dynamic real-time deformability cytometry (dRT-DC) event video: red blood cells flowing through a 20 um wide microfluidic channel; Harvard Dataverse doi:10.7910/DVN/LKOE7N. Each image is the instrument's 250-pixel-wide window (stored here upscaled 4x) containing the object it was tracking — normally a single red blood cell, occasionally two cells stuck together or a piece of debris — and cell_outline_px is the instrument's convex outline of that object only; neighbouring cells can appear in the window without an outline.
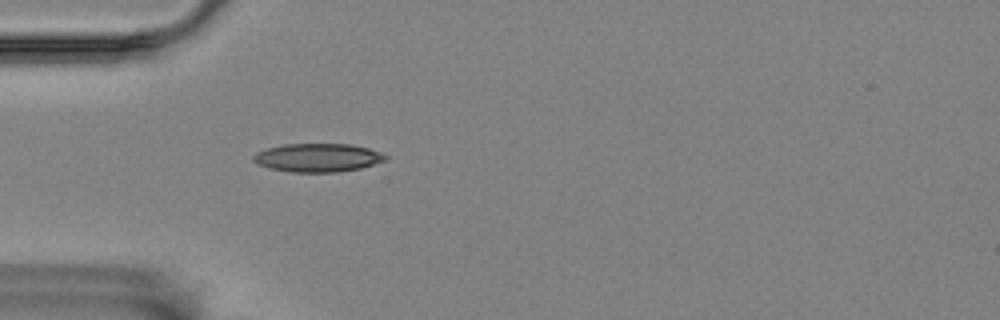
{"species": "Egyptian fruit bat (a non-hibernating species)", "species_latin": "Rousettus aegyptiacus", "temperature_condition": "room temperature", "stored_images_in_passage": 19, "camera_frame_rate_fps": 3000, "um_per_image_px": 0.085, "animal": {"sex": "female"}, "frame": {"image": 1, "passage_image": 1, "time_ms": 0.0, "image_size_px": [1000, 320], "cell_outline_px": [[388, 156], [384, 160], [360, 168], [336, 172], [292, 172], [272, 168], [256, 164], [252, 160], [252, 156], [256, 152], [268, 148], [284, 144], [352, 144], [368, 148], [380, 152]], "centroid_in_image_um": [26.98, 13.39], "position_along_channel_um": 58.0, "area_um2": 21.73}}
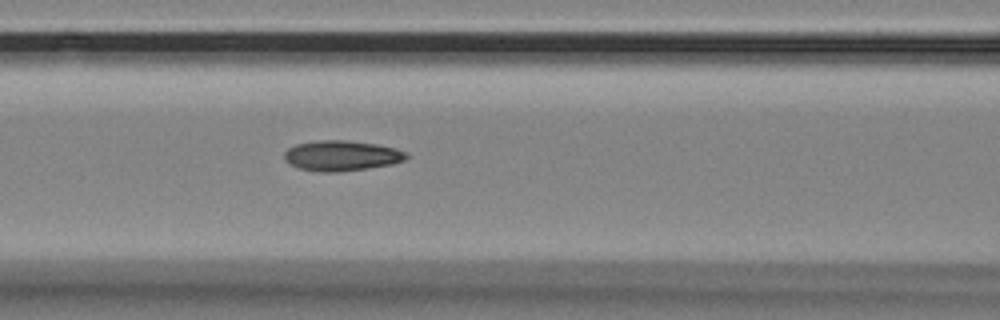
{"frame": {"image": 2, "passage_image": 8, "time_ms": 2.333, "image_size_px": [1000, 320], "cell_outline_px": [[408, 156], [404, 160], [392, 164], [336, 172], [320, 172], [300, 168], [284, 160], [284, 152], [288, 148], [296, 144], [316, 140], [348, 140], [376, 144], [396, 148], [404, 152]], "centroid_in_image_um": [29.0, 13.22], "position_along_channel_um": 137.6, "area_um2": 21.39}}
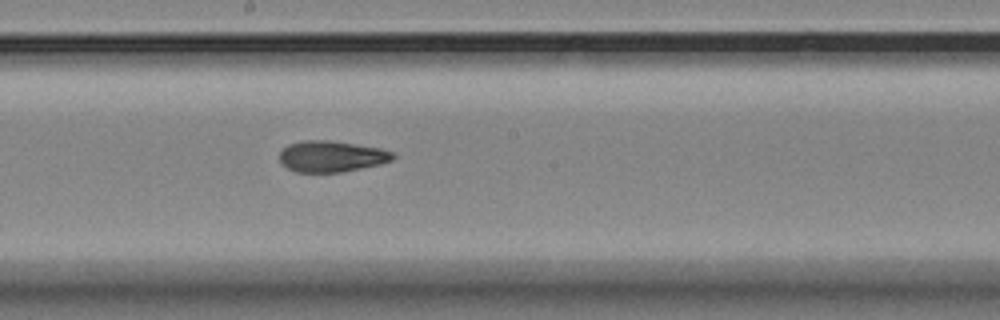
{"frame": {"image": 3, "passage_image": 15, "time_ms": 4.667, "image_size_px": [1000, 320], "cell_outline_px": [[396, 156], [392, 160], [380, 164], [340, 172], [296, 172], [280, 164], [280, 152], [288, 144], [304, 140], [332, 140], [380, 148], [392, 152]], "centroid_in_image_um": [28.16, 13.28], "position_along_channel_um": 220.0, "area_um2": 20.58}}